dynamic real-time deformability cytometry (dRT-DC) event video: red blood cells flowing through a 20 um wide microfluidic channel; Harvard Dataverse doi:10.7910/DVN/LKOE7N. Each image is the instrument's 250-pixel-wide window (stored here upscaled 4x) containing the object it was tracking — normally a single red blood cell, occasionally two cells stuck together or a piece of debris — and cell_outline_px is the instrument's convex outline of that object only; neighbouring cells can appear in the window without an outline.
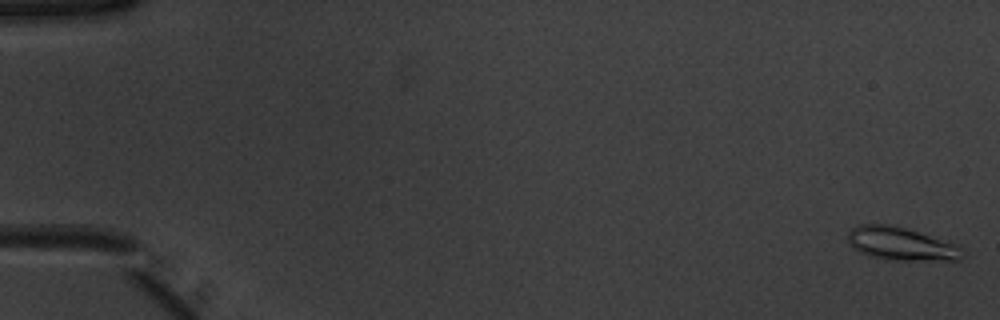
{"species": "common noctule bat (a hibernating species)", "species_latin": "Nyctalus noctula", "temperature_condition": "warm", "stored_images_in_passage": 53, "camera_frame_rate_fps": 3000, "um_per_image_px": 0.085, "animal": {"sex": "male", "body_mass_g": 20.1, "forearm_length_mm": 53.5}, "frame": {"image": 1, "passage_image": 1, "time_ms": 0.0, "image_size_px": [1000, 320], "cell_outline_px": [[960, 260], [884, 260], [860, 252], [848, 244], [848, 232], [852, 228], [860, 224], [892, 224], [956, 244], [960, 248]], "centroid_in_image_um": [76.52, 20.72], "position_along_channel_um": 8.5, "area_um2": 21.85}}
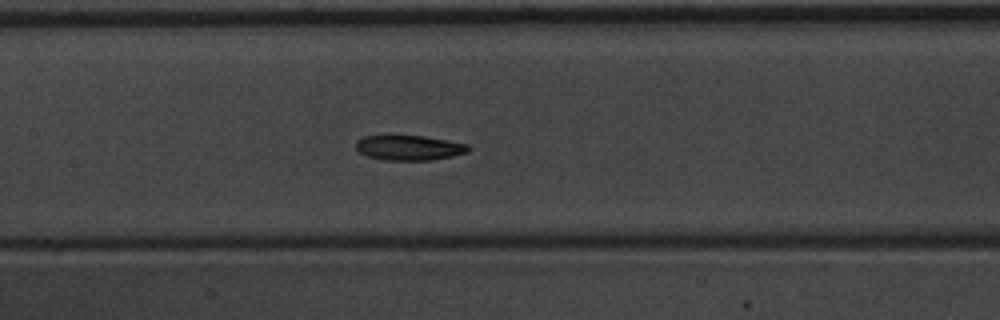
{"frame": {"image": 2, "passage_image": 26, "time_ms": 8.333, "image_size_px": [1000, 320], "cell_outline_px": [[472, 148], [468, 152], [452, 156], [432, 160], [388, 160], [368, 156], [360, 152], [356, 148], [356, 140], [364, 136], [388, 132], [392, 132], [424, 136], [468, 144]], "centroid_in_image_um": [34.73, 12.5], "position_along_channel_um": 172.7, "area_um2": 17.17}}
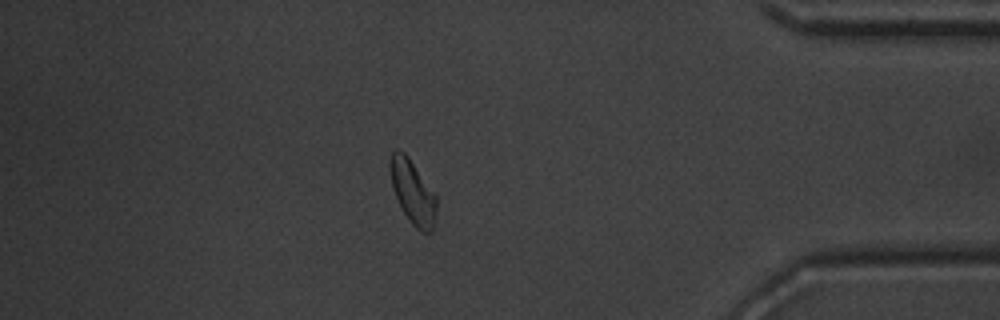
{"frame": {"image": 3, "passage_image": 46, "time_ms": 15.0, "image_size_px": [1000, 320], "cell_outline_px": [[436, 216], [432, 232], [420, 232], [412, 224], [404, 212], [392, 188], [388, 164], [392, 152], [396, 148], [404, 152], [408, 156], [436, 196]], "centroid_in_image_um": [35.06, 16.31], "position_along_channel_um": 400.1, "area_um2": 17.17}, "authors_computed_cell_mechanics": {"area_um2": 17.2244, "velocity_mm_per_s": 3.8974, "shape_relaxation_time_tau1_ms": 2.1977, "shape_relaxation_time_tau2_ms": 6.428, "deformation_change_tau1": 0.1238, "deformation_change_tau2": 0.1376}}